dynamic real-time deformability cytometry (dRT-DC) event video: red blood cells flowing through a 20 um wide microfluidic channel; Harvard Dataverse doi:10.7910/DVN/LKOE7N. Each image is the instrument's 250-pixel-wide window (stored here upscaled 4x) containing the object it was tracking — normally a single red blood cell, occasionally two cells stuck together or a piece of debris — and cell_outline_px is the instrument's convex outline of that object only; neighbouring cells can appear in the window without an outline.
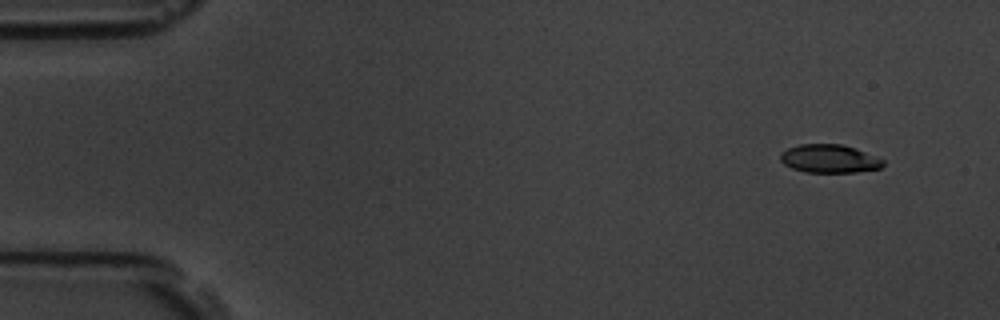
{"species": "common noctule bat (a hibernating species)", "species_latin": "Nyctalus noctula", "temperature_condition": "room temperature", "stored_images_in_passage": 5, "camera_frame_rate_fps": 3000, "um_per_image_px": 0.085, "animal": {"sex": "male", "body_mass_g": 19.5, "forearm_length_mm": 54.6}, "frame": {"image": 1, "passage_image": 2, "time_ms": 0.333, "image_size_px": [1000, 320], "cell_outline_px": [[884, 164], [880, 168], [856, 172], [804, 172], [792, 168], [784, 164], [780, 160], [780, 152], [788, 148], [800, 144], [840, 144], [856, 148], [884, 160]], "centroid_in_image_um": [70.47, 13.49], "position_along_channel_um": 14.5, "area_um2": 16.94}}